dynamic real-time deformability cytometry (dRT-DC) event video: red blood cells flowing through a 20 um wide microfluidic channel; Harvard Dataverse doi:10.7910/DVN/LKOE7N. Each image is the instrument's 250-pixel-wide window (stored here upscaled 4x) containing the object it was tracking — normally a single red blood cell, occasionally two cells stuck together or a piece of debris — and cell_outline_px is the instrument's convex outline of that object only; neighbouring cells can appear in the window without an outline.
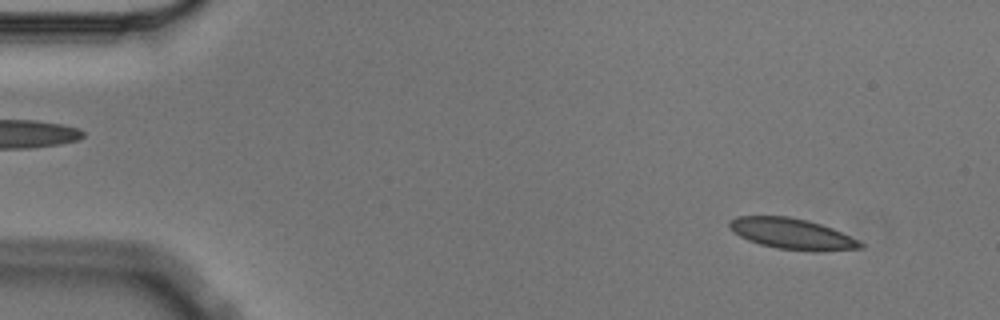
{"species": "Egyptian fruit bat (a non-hibernating species)", "species_latin": "Rousettus aegyptiacus", "temperature_condition": "cold", "stored_images_in_passage": 5, "camera_frame_rate_fps": 3000, "um_per_image_px": 0.085, "animal": {"sex": "male"}, "frame": {"image": 1, "passage_image": 2, "time_ms": 0.333, "image_size_px": [1000, 320], "cell_outline_px": [[864, 248], [816, 252], [776, 248], [760, 244], [748, 240], [732, 232], [728, 224], [728, 220], [736, 216], [788, 216], [808, 220], [832, 228], [864, 244]], "centroid_in_image_um": [67.28, 19.87], "position_along_channel_um": 17.7, "area_um2": 23.58}}
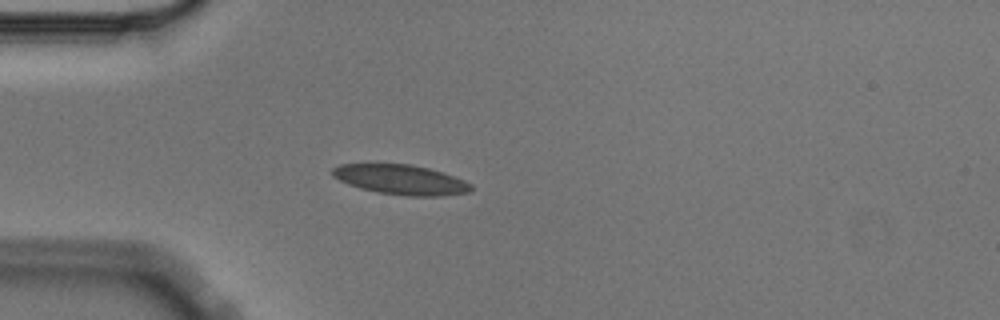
{"frame": {"image": 2, "passage_image": 4, "time_ms": 1.0, "image_size_px": [1000, 320], "cell_outline_px": [[472, 188], [468, 192], [440, 196], [408, 196], [376, 192], [360, 188], [348, 184], [332, 176], [332, 168], [340, 164], [408, 164], [428, 168], [464, 180], [472, 184]], "centroid_in_image_um": [34.04, 15.27], "position_along_channel_um": 51.0, "area_um2": 23.87}}